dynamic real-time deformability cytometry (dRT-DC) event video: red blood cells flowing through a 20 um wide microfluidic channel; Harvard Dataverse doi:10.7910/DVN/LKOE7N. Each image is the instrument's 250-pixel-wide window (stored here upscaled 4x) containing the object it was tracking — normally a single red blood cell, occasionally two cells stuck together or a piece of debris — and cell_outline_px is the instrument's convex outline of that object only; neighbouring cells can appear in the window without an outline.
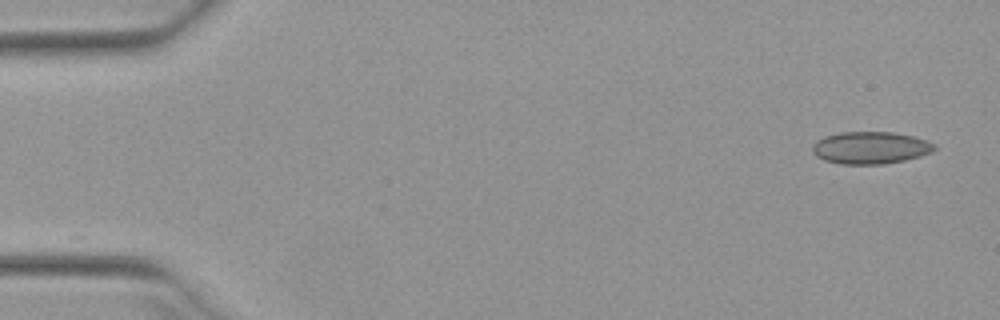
{"species": "Egyptian fruit bat (a non-hibernating species)", "species_latin": "Rousettus aegyptiacus", "temperature_condition": "warm", "stored_images_in_passage": 36, "camera_frame_rate_fps": 3000, "um_per_image_px": 0.085, "animal": {"sex": "female"}, "frame": {"image": 1, "passage_image": 1, "time_ms": 0.0, "image_size_px": [1000, 320], "cell_outline_px": [[936, 148], [932, 152], [920, 156], [904, 160], [884, 164], [840, 164], [824, 160], [816, 156], [812, 152], [812, 144], [816, 140], [824, 136], [840, 132], [892, 132], [912, 136], [936, 144]], "centroid_in_image_um": [73.95, 12.56], "position_along_channel_um": 11.0, "area_um2": 23.0}}
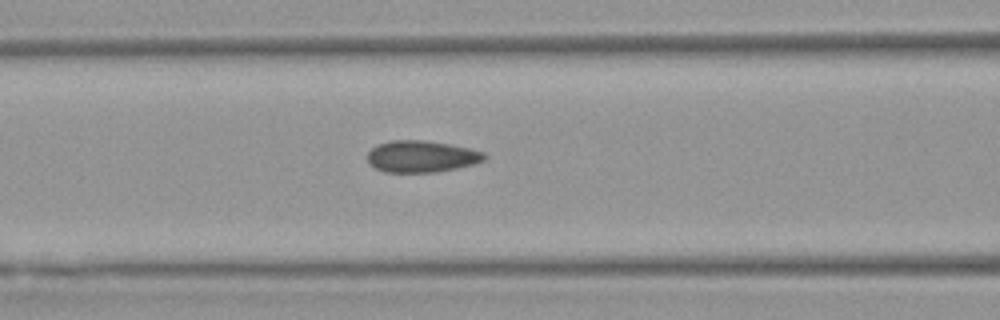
{"frame": {"image": 2, "passage_image": 20, "time_ms": 6.333, "image_size_px": [1000, 320], "cell_outline_px": [[488, 156], [484, 160], [472, 164], [456, 168], [436, 172], [384, 172], [368, 164], [368, 152], [376, 144], [388, 140], [424, 140], [448, 144], [468, 148], [484, 152]], "centroid_in_image_um": [35.79, 13.29], "position_along_channel_um": 130.8, "area_um2": 21.62}}
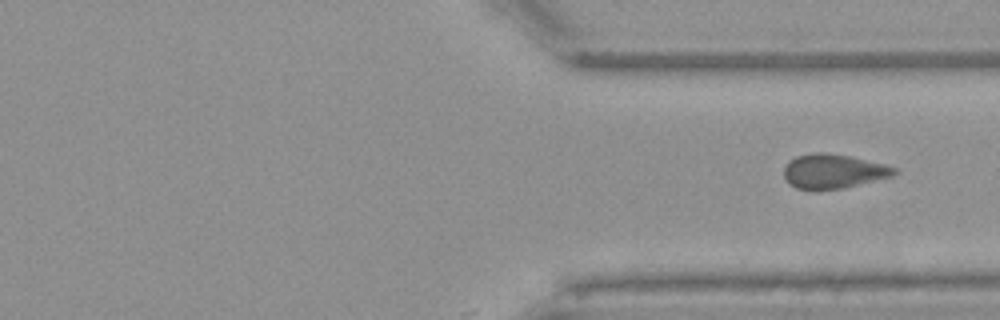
{"frame": {"image": 3, "passage_image": 36, "time_ms": 11.667, "image_size_px": [1000, 320], "cell_outline_px": [[900, 172], [892, 176], [844, 188], [796, 188], [788, 184], [784, 176], [784, 168], [788, 160], [796, 156], [812, 152], [824, 152], [848, 156], [884, 164], [896, 168]], "centroid_in_image_um": [70.82, 14.54], "position_along_channel_um": 340.6, "area_um2": 21.85}}